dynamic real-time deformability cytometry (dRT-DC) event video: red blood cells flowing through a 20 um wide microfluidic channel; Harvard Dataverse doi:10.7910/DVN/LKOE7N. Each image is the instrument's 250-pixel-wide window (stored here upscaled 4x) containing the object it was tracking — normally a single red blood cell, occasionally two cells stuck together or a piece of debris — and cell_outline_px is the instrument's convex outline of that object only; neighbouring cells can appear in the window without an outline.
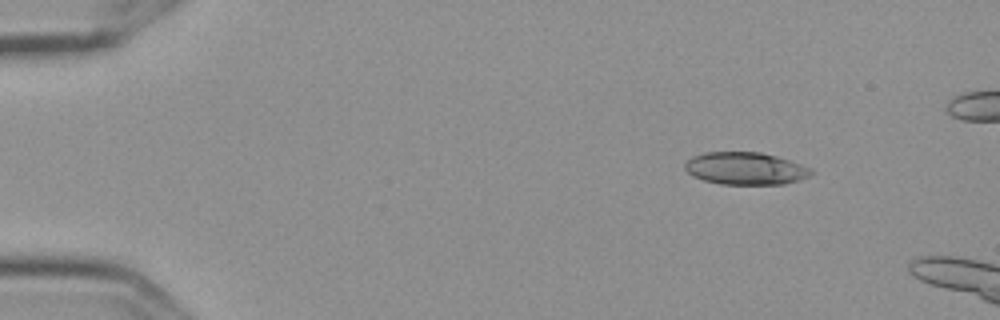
{"species": "Egyptian fruit bat (a non-hibernating species)", "species_latin": "Rousettus aegyptiacus", "temperature_condition": "cold", "stored_images_in_passage": 6, "camera_frame_rate_fps": 3000, "um_per_image_px": 0.085, "frame": {"image": 1, "passage_image": 6, "time_ms": 1.667, "image_size_px": [1000, 320], "cell_outline_px": [[812, 172], [808, 176], [800, 180], [784, 184], [720, 184], [704, 180], [692, 176], [684, 168], [684, 164], [692, 156], [704, 152], [760, 152], [776, 156], [812, 168]], "centroid_in_image_um": [63.34, 14.32], "position_along_channel_um": 21.7, "area_um2": 23.81}}